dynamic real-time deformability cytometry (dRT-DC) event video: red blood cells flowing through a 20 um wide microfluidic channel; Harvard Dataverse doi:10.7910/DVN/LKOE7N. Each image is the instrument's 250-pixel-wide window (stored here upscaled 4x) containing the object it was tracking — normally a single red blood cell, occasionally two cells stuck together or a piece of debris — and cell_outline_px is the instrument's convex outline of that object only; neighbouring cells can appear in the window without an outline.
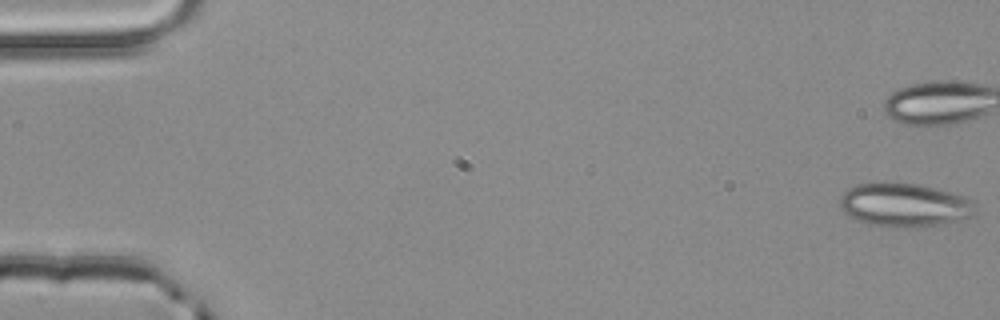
{"species": "common noctule bat (a hibernating species)", "species_latin": "Nyctalus noctula", "temperature_condition": "room temperature", "stored_images_in_passage": 4, "camera_frame_rate_fps": 3000, "um_per_image_px": 0.085, "animal": {"sex": "male", "body_mass_g": 20.4}, "frame": {"image": 1, "passage_image": 1, "time_ms": 0.0, "image_size_px": [1000, 320], "cell_outline_px": [[976, 212], [972, 216], [944, 224], [924, 228], [884, 228], [868, 224], [848, 216], [840, 208], [840, 196], [848, 188], [856, 184], [884, 180], [896, 180], [920, 184], [956, 192], [972, 200]], "centroid_in_image_um": [76.86, 17.4], "position_along_channel_um": 8.1, "area_um2": 36.07}}